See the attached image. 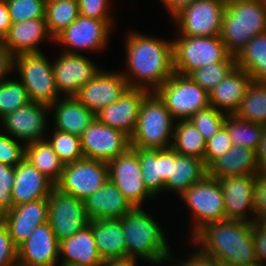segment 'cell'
Segmentation results:
<instances>
[{
  "instance_id": "33",
  "label": "cell",
  "mask_w": 266,
  "mask_h": 266,
  "mask_svg": "<svg viewBox=\"0 0 266 266\" xmlns=\"http://www.w3.org/2000/svg\"><path fill=\"white\" fill-rule=\"evenodd\" d=\"M235 58L236 67L244 69L252 80L266 82V32L254 36Z\"/></svg>"
},
{
  "instance_id": "26",
  "label": "cell",
  "mask_w": 266,
  "mask_h": 266,
  "mask_svg": "<svg viewBox=\"0 0 266 266\" xmlns=\"http://www.w3.org/2000/svg\"><path fill=\"white\" fill-rule=\"evenodd\" d=\"M51 127L81 136L96 118L75 96L61 97L50 106Z\"/></svg>"
},
{
  "instance_id": "41",
  "label": "cell",
  "mask_w": 266,
  "mask_h": 266,
  "mask_svg": "<svg viewBox=\"0 0 266 266\" xmlns=\"http://www.w3.org/2000/svg\"><path fill=\"white\" fill-rule=\"evenodd\" d=\"M235 67L236 58L232 55L226 62H217L198 68L188 76L210 93Z\"/></svg>"
},
{
  "instance_id": "27",
  "label": "cell",
  "mask_w": 266,
  "mask_h": 266,
  "mask_svg": "<svg viewBox=\"0 0 266 266\" xmlns=\"http://www.w3.org/2000/svg\"><path fill=\"white\" fill-rule=\"evenodd\" d=\"M252 77L235 67L210 93V106L226 115H233L244 98Z\"/></svg>"
},
{
  "instance_id": "58",
  "label": "cell",
  "mask_w": 266,
  "mask_h": 266,
  "mask_svg": "<svg viewBox=\"0 0 266 266\" xmlns=\"http://www.w3.org/2000/svg\"><path fill=\"white\" fill-rule=\"evenodd\" d=\"M221 266H260L258 263H242V264H236L232 262H221Z\"/></svg>"
},
{
  "instance_id": "10",
  "label": "cell",
  "mask_w": 266,
  "mask_h": 266,
  "mask_svg": "<svg viewBox=\"0 0 266 266\" xmlns=\"http://www.w3.org/2000/svg\"><path fill=\"white\" fill-rule=\"evenodd\" d=\"M155 93L165 103L175 121L189 120L210 106L209 93L189 76L174 73Z\"/></svg>"
},
{
  "instance_id": "19",
  "label": "cell",
  "mask_w": 266,
  "mask_h": 266,
  "mask_svg": "<svg viewBox=\"0 0 266 266\" xmlns=\"http://www.w3.org/2000/svg\"><path fill=\"white\" fill-rule=\"evenodd\" d=\"M256 175L219 178L227 220L254 223V186Z\"/></svg>"
},
{
  "instance_id": "60",
  "label": "cell",
  "mask_w": 266,
  "mask_h": 266,
  "mask_svg": "<svg viewBox=\"0 0 266 266\" xmlns=\"http://www.w3.org/2000/svg\"><path fill=\"white\" fill-rule=\"evenodd\" d=\"M168 264V265H167ZM171 266L169 263H167V261L166 262H163V263H160V264H146V266Z\"/></svg>"
},
{
  "instance_id": "6",
  "label": "cell",
  "mask_w": 266,
  "mask_h": 266,
  "mask_svg": "<svg viewBox=\"0 0 266 266\" xmlns=\"http://www.w3.org/2000/svg\"><path fill=\"white\" fill-rule=\"evenodd\" d=\"M178 198L187 208L190 240L205 225L212 222L226 221L224 195L217 178L206 175L202 180L196 182Z\"/></svg>"
},
{
  "instance_id": "46",
  "label": "cell",
  "mask_w": 266,
  "mask_h": 266,
  "mask_svg": "<svg viewBox=\"0 0 266 266\" xmlns=\"http://www.w3.org/2000/svg\"><path fill=\"white\" fill-rule=\"evenodd\" d=\"M186 241L187 244L189 243V245H191V250H189L186 256L184 255V257L180 258L178 254L175 255L176 252H172L170 257L167 259V263H169L171 266H221V261L219 259L205 255L191 241Z\"/></svg>"
},
{
  "instance_id": "11",
  "label": "cell",
  "mask_w": 266,
  "mask_h": 266,
  "mask_svg": "<svg viewBox=\"0 0 266 266\" xmlns=\"http://www.w3.org/2000/svg\"><path fill=\"white\" fill-rule=\"evenodd\" d=\"M225 8L221 0H194L168 20L177 30L174 36L220 35Z\"/></svg>"
},
{
  "instance_id": "20",
  "label": "cell",
  "mask_w": 266,
  "mask_h": 266,
  "mask_svg": "<svg viewBox=\"0 0 266 266\" xmlns=\"http://www.w3.org/2000/svg\"><path fill=\"white\" fill-rule=\"evenodd\" d=\"M22 266H59V241L48 222L37 226L17 248Z\"/></svg>"
},
{
  "instance_id": "34",
  "label": "cell",
  "mask_w": 266,
  "mask_h": 266,
  "mask_svg": "<svg viewBox=\"0 0 266 266\" xmlns=\"http://www.w3.org/2000/svg\"><path fill=\"white\" fill-rule=\"evenodd\" d=\"M171 147L180 155L204 160L206 140L189 120L175 121Z\"/></svg>"
},
{
  "instance_id": "42",
  "label": "cell",
  "mask_w": 266,
  "mask_h": 266,
  "mask_svg": "<svg viewBox=\"0 0 266 266\" xmlns=\"http://www.w3.org/2000/svg\"><path fill=\"white\" fill-rule=\"evenodd\" d=\"M12 23L45 18V0H6Z\"/></svg>"
},
{
  "instance_id": "38",
  "label": "cell",
  "mask_w": 266,
  "mask_h": 266,
  "mask_svg": "<svg viewBox=\"0 0 266 266\" xmlns=\"http://www.w3.org/2000/svg\"><path fill=\"white\" fill-rule=\"evenodd\" d=\"M224 126L229 132L232 145L257 150L262 135V124L242 120L233 114L225 116Z\"/></svg>"
},
{
  "instance_id": "22",
  "label": "cell",
  "mask_w": 266,
  "mask_h": 266,
  "mask_svg": "<svg viewBox=\"0 0 266 266\" xmlns=\"http://www.w3.org/2000/svg\"><path fill=\"white\" fill-rule=\"evenodd\" d=\"M149 93L143 88H129L120 99L101 109L95 117L100 123L131 137L137 126L141 104Z\"/></svg>"
},
{
  "instance_id": "62",
  "label": "cell",
  "mask_w": 266,
  "mask_h": 266,
  "mask_svg": "<svg viewBox=\"0 0 266 266\" xmlns=\"http://www.w3.org/2000/svg\"><path fill=\"white\" fill-rule=\"evenodd\" d=\"M46 1V3H48V2H57V1H63V0H45ZM76 1H78V0H76Z\"/></svg>"
},
{
  "instance_id": "15",
  "label": "cell",
  "mask_w": 266,
  "mask_h": 266,
  "mask_svg": "<svg viewBox=\"0 0 266 266\" xmlns=\"http://www.w3.org/2000/svg\"><path fill=\"white\" fill-rule=\"evenodd\" d=\"M48 199V223L58 241L69 238L89 225L84 201L54 187Z\"/></svg>"
},
{
  "instance_id": "51",
  "label": "cell",
  "mask_w": 266,
  "mask_h": 266,
  "mask_svg": "<svg viewBox=\"0 0 266 266\" xmlns=\"http://www.w3.org/2000/svg\"><path fill=\"white\" fill-rule=\"evenodd\" d=\"M252 238L257 262L260 266H266V232L256 223L252 225Z\"/></svg>"
},
{
  "instance_id": "43",
  "label": "cell",
  "mask_w": 266,
  "mask_h": 266,
  "mask_svg": "<svg viewBox=\"0 0 266 266\" xmlns=\"http://www.w3.org/2000/svg\"><path fill=\"white\" fill-rule=\"evenodd\" d=\"M226 114L209 106L198 111L189 121L197 128L203 138L207 141L212 138L224 125Z\"/></svg>"
},
{
  "instance_id": "25",
  "label": "cell",
  "mask_w": 266,
  "mask_h": 266,
  "mask_svg": "<svg viewBox=\"0 0 266 266\" xmlns=\"http://www.w3.org/2000/svg\"><path fill=\"white\" fill-rule=\"evenodd\" d=\"M84 204L90 220L121 219L134 208L109 178L98 191L84 200Z\"/></svg>"
},
{
  "instance_id": "30",
  "label": "cell",
  "mask_w": 266,
  "mask_h": 266,
  "mask_svg": "<svg viewBox=\"0 0 266 266\" xmlns=\"http://www.w3.org/2000/svg\"><path fill=\"white\" fill-rule=\"evenodd\" d=\"M260 173L256 152L240 145L232 147L223 155L216 158L208 167L207 175L213 178L228 176L256 175Z\"/></svg>"
},
{
  "instance_id": "21",
  "label": "cell",
  "mask_w": 266,
  "mask_h": 266,
  "mask_svg": "<svg viewBox=\"0 0 266 266\" xmlns=\"http://www.w3.org/2000/svg\"><path fill=\"white\" fill-rule=\"evenodd\" d=\"M9 235L18 248L39 225L48 222V199H38L13 206L0 215Z\"/></svg>"
},
{
  "instance_id": "64",
  "label": "cell",
  "mask_w": 266,
  "mask_h": 266,
  "mask_svg": "<svg viewBox=\"0 0 266 266\" xmlns=\"http://www.w3.org/2000/svg\"><path fill=\"white\" fill-rule=\"evenodd\" d=\"M263 2H264V5H265V9H266V0H263Z\"/></svg>"
},
{
  "instance_id": "7",
  "label": "cell",
  "mask_w": 266,
  "mask_h": 266,
  "mask_svg": "<svg viewBox=\"0 0 266 266\" xmlns=\"http://www.w3.org/2000/svg\"><path fill=\"white\" fill-rule=\"evenodd\" d=\"M45 52L14 56L13 74L22 82L31 102L51 106L61 98L55 84L52 58Z\"/></svg>"
},
{
  "instance_id": "1",
  "label": "cell",
  "mask_w": 266,
  "mask_h": 266,
  "mask_svg": "<svg viewBox=\"0 0 266 266\" xmlns=\"http://www.w3.org/2000/svg\"><path fill=\"white\" fill-rule=\"evenodd\" d=\"M125 69L121 73L130 88L155 92L175 72L172 38L147 34L137 29L124 32Z\"/></svg>"
},
{
  "instance_id": "36",
  "label": "cell",
  "mask_w": 266,
  "mask_h": 266,
  "mask_svg": "<svg viewBox=\"0 0 266 266\" xmlns=\"http://www.w3.org/2000/svg\"><path fill=\"white\" fill-rule=\"evenodd\" d=\"M132 149L138 154L146 188L156 200L161 198L165 189V182L161 178V149Z\"/></svg>"
},
{
  "instance_id": "32",
  "label": "cell",
  "mask_w": 266,
  "mask_h": 266,
  "mask_svg": "<svg viewBox=\"0 0 266 266\" xmlns=\"http://www.w3.org/2000/svg\"><path fill=\"white\" fill-rule=\"evenodd\" d=\"M24 158L54 184L59 181L64 164L46 139L26 143Z\"/></svg>"
},
{
  "instance_id": "35",
  "label": "cell",
  "mask_w": 266,
  "mask_h": 266,
  "mask_svg": "<svg viewBox=\"0 0 266 266\" xmlns=\"http://www.w3.org/2000/svg\"><path fill=\"white\" fill-rule=\"evenodd\" d=\"M234 115L242 120L266 124V82H251Z\"/></svg>"
},
{
  "instance_id": "57",
  "label": "cell",
  "mask_w": 266,
  "mask_h": 266,
  "mask_svg": "<svg viewBox=\"0 0 266 266\" xmlns=\"http://www.w3.org/2000/svg\"><path fill=\"white\" fill-rule=\"evenodd\" d=\"M138 261L136 259H121V260H108L104 261L102 266H140L138 265Z\"/></svg>"
},
{
  "instance_id": "8",
  "label": "cell",
  "mask_w": 266,
  "mask_h": 266,
  "mask_svg": "<svg viewBox=\"0 0 266 266\" xmlns=\"http://www.w3.org/2000/svg\"><path fill=\"white\" fill-rule=\"evenodd\" d=\"M172 44L174 72L184 76L209 64L226 62L232 56L220 35L174 36Z\"/></svg>"
},
{
  "instance_id": "31",
  "label": "cell",
  "mask_w": 266,
  "mask_h": 266,
  "mask_svg": "<svg viewBox=\"0 0 266 266\" xmlns=\"http://www.w3.org/2000/svg\"><path fill=\"white\" fill-rule=\"evenodd\" d=\"M207 175V167L203 160L175 151L172 162V175L165 183L164 195L175 194L179 197L184 191Z\"/></svg>"
},
{
  "instance_id": "40",
  "label": "cell",
  "mask_w": 266,
  "mask_h": 266,
  "mask_svg": "<svg viewBox=\"0 0 266 266\" xmlns=\"http://www.w3.org/2000/svg\"><path fill=\"white\" fill-rule=\"evenodd\" d=\"M30 102L27 89L14 74L0 83V119Z\"/></svg>"
},
{
  "instance_id": "53",
  "label": "cell",
  "mask_w": 266,
  "mask_h": 266,
  "mask_svg": "<svg viewBox=\"0 0 266 266\" xmlns=\"http://www.w3.org/2000/svg\"><path fill=\"white\" fill-rule=\"evenodd\" d=\"M175 160V150L170 147L161 149V178L166 183L172 175V162Z\"/></svg>"
},
{
  "instance_id": "49",
  "label": "cell",
  "mask_w": 266,
  "mask_h": 266,
  "mask_svg": "<svg viewBox=\"0 0 266 266\" xmlns=\"http://www.w3.org/2000/svg\"><path fill=\"white\" fill-rule=\"evenodd\" d=\"M266 219V172L256 174L254 186V223Z\"/></svg>"
},
{
  "instance_id": "23",
  "label": "cell",
  "mask_w": 266,
  "mask_h": 266,
  "mask_svg": "<svg viewBox=\"0 0 266 266\" xmlns=\"http://www.w3.org/2000/svg\"><path fill=\"white\" fill-rule=\"evenodd\" d=\"M2 41L14 56L23 53L44 52L41 47L43 42L45 45L47 42L54 44V38L47 29L45 18L12 23Z\"/></svg>"
},
{
  "instance_id": "13",
  "label": "cell",
  "mask_w": 266,
  "mask_h": 266,
  "mask_svg": "<svg viewBox=\"0 0 266 266\" xmlns=\"http://www.w3.org/2000/svg\"><path fill=\"white\" fill-rule=\"evenodd\" d=\"M108 178L106 162L83 158L64 165L61 177L55 187L84 201L89 195L98 191Z\"/></svg>"
},
{
  "instance_id": "5",
  "label": "cell",
  "mask_w": 266,
  "mask_h": 266,
  "mask_svg": "<svg viewBox=\"0 0 266 266\" xmlns=\"http://www.w3.org/2000/svg\"><path fill=\"white\" fill-rule=\"evenodd\" d=\"M175 120L155 92L143 100L137 126L130 137L131 148L167 149L172 145Z\"/></svg>"
},
{
  "instance_id": "47",
  "label": "cell",
  "mask_w": 266,
  "mask_h": 266,
  "mask_svg": "<svg viewBox=\"0 0 266 266\" xmlns=\"http://www.w3.org/2000/svg\"><path fill=\"white\" fill-rule=\"evenodd\" d=\"M232 147L231 137L223 125L219 131L206 141L204 163L208 167L216 158L223 156Z\"/></svg>"
},
{
  "instance_id": "14",
  "label": "cell",
  "mask_w": 266,
  "mask_h": 266,
  "mask_svg": "<svg viewBox=\"0 0 266 266\" xmlns=\"http://www.w3.org/2000/svg\"><path fill=\"white\" fill-rule=\"evenodd\" d=\"M49 116V106L30 102L2 117L0 130L24 144L45 140L51 126Z\"/></svg>"
},
{
  "instance_id": "17",
  "label": "cell",
  "mask_w": 266,
  "mask_h": 266,
  "mask_svg": "<svg viewBox=\"0 0 266 266\" xmlns=\"http://www.w3.org/2000/svg\"><path fill=\"white\" fill-rule=\"evenodd\" d=\"M84 158L110 162L130 147V137L123 131L100 123L96 118L80 136Z\"/></svg>"
},
{
  "instance_id": "24",
  "label": "cell",
  "mask_w": 266,
  "mask_h": 266,
  "mask_svg": "<svg viewBox=\"0 0 266 266\" xmlns=\"http://www.w3.org/2000/svg\"><path fill=\"white\" fill-rule=\"evenodd\" d=\"M55 184L33 167L27 159L15 166V179L11 196L14 206L48 198Z\"/></svg>"
},
{
  "instance_id": "39",
  "label": "cell",
  "mask_w": 266,
  "mask_h": 266,
  "mask_svg": "<svg viewBox=\"0 0 266 266\" xmlns=\"http://www.w3.org/2000/svg\"><path fill=\"white\" fill-rule=\"evenodd\" d=\"M51 129L46 136V140L64 165L84 158L80 136L66 133L52 127Z\"/></svg>"
},
{
  "instance_id": "59",
  "label": "cell",
  "mask_w": 266,
  "mask_h": 266,
  "mask_svg": "<svg viewBox=\"0 0 266 266\" xmlns=\"http://www.w3.org/2000/svg\"><path fill=\"white\" fill-rule=\"evenodd\" d=\"M259 227H261L266 232V219L262 221H258L256 223Z\"/></svg>"
},
{
  "instance_id": "18",
  "label": "cell",
  "mask_w": 266,
  "mask_h": 266,
  "mask_svg": "<svg viewBox=\"0 0 266 266\" xmlns=\"http://www.w3.org/2000/svg\"><path fill=\"white\" fill-rule=\"evenodd\" d=\"M130 88L121 70L103 67L75 96L94 114L120 99Z\"/></svg>"
},
{
  "instance_id": "63",
  "label": "cell",
  "mask_w": 266,
  "mask_h": 266,
  "mask_svg": "<svg viewBox=\"0 0 266 266\" xmlns=\"http://www.w3.org/2000/svg\"><path fill=\"white\" fill-rule=\"evenodd\" d=\"M221 1H223L224 3H230L231 1H235V0H221Z\"/></svg>"
},
{
  "instance_id": "56",
  "label": "cell",
  "mask_w": 266,
  "mask_h": 266,
  "mask_svg": "<svg viewBox=\"0 0 266 266\" xmlns=\"http://www.w3.org/2000/svg\"><path fill=\"white\" fill-rule=\"evenodd\" d=\"M165 8V13L169 14L170 19L178 13L183 7L191 4L194 0H158Z\"/></svg>"
},
{
  "instance_id": "45",
  "label": "cell",
  "mask_w": 266,
  "mask_h": 266,
  "mask_svg": "<svg viewBox=\"0 0 266 266\" xmlns=\"http://www.w3.org/2000/svg\"><path fill=\"white\" fill-rule=\"evenodd\" d=\"M25 157V144L0 130V162L15 167Z\"/></svg>"
},
{
  "instance_id": "52",
  "label": "cell",
  "mask_w": 266,
  "mask_h": 266,
  "mask_svg": "<svg viewBox=\"0 0 266 266\" xmlns=\"http://www.w3.org/2000/svg\"><path fill=\"white\" fill-rule=\"evenodd\" d=\"M14 55L0 40V83L10 78L13 75Z\"/></svg>"
},
{
  "instance_id": "50",
  "label": "cell",
  "mask_w": 266,
  "mask_h": 266,
  "mask_svg": "<svg viewBox=\"0 0 266 266\" xmlns=\"http://www.w3.org/2000/svg\"><path fill=\"white\" fill-rule=\"evenodd\" d=\"M17 264V247L14 245L7 227L0 220V266Z\"/></svg>"
},
{
  "instance_id": "44",
  "label": "cell",
  "mask_w": 266,
  "mask_h": 266,
  "mask_svg": "<svg viewBox=\"0 0 266 266\" xmlns=\"http://www.w3.org/2000/svg\"><path fill=\"white\" fill-rule=\"evenodd\" d=\"M113 2L112 0H78L79 14L104 20L106 23H117L118 19L116 15L114 16L116 10H113Z\"/></svg>"
},
{
  "instance_id": "28",
  "label": "cell",
  "mask_w": 266,
  "mask_h": 266,
  "mask_svg": "<svg viewBox=\"0 0 266 266\" xmlns=\"http://www.w3.org/2000/svg\"><path fill=\"white\" fill-rule=\"evenodd\" d=\"M103 265L91 226L59 242V266Z\"/></svg>"
},
{
  "instance_id": "55",
  "label": "cell",
  "mask_w": 266,
  "mask_h": 266,
  "mask_svg": "<svg viewBox=\"0 0 266 266\" xmlns=\"http://www.w3.org/2000/svg\"><path fill=\"white\" fill-rule=\"evenodd\" d=\"M12 22L10 19L6 0H0V40L7 35Z\"/></svg>"
},
{
  "instance_id": "16",
  "label": "cell",
  "mask_w": 266,
  "mask_h": 266,
  "mask_svg": "<svg viewBox=\"0 0 266 266\" xmlns=\"http://www.w3.org/2000/svg\"><path fill=\"white\" fill-rule=\"evenodd\" d=\"M60 53L52 58L56 88L61 97L76 96L81 87L92 80L102 67L85 54Z\"/></svg>"
},
{
  "instance_id": "12",
  "label": "cell",
  "mask_w": 266,
  "mask_h": 266,
  "mask_svg": "<svg viewBox=\"0 0 266 266\" xmlns=\"http://www.w3.org/2000/svg\"><path fill=\"white\" fill-rule=\"evenodd\" d=\"M107 164L109 179L133 207L153 203L156 198L144 184L138 154L131 147Z\"/></svg>"
},
{
  "instance_id": "37",
  "label": "cell",
  "mask_w": 266,
  "mask_h": 266,
  "mask_svg": "<svg viewBox=\"0 0 266 266\" xmlns=\"http://www.w3.org/2000/svg\"><path fill=\"white\" fill-rule=\"evenodd\" d=\"M79 16L78 1L63 0L46 3L45 21L50 35L55 38Z\"/></svg>"
},
{
  "instance_id": "4",
  "label": "cell",
  "mask_w": 266,
  "mask_h": 266,
  "mask_svg": "<svg viewBox=\"0 0 266 266\" xmlns=\"http://www.w3.org/2000/svg\"><path fill=\"white\" fill-rule=\"evenodd\" d=\"M264 32L263 0H235L226 4L220 37L231 55L236 56L254 36Z\"/></svg>"
},
{
  "instance_id": "2",
  "label": "cell",
  "mask_w": 266,
  "mask_h": 266,
  "mask_svg": "<svg viewBox=\"0 0 266 266\" xmlns=\"http://www.w3.org/2000/svg\"><path fill=\"white\" fill-rule=\"evenodd\" d=\"M254 223L226 220L205 225L189 241L221 262L258 263L252 238Z\"/></svg>"
},
{
  "instance_id": "48",
  "label": "cell",
  "mask_w": 266,
  "mask_h": 266,
  "mask_svg": "<svg viewBox=\"0 0 266 266\" xmlns=\"http://www.w3.org/2000/svg\"><path fill=\"white\" fill-rule=\"evenodd\" d=\"M15 179V167L0 162V215L13 208L11 196Z\"/></svg>"
},
{
  "instance_id": "54",
  "label": "cell",
  "mask_w": 266,
  "mask_h": 266,
  "mask_svg": "<svg viewBox=\"0 0 266 266\" xmlns=\"http://www.w3.org/2000/svg\"><path fill=\"white\" fill-rule=\"evenodd\" d=\"M255 152L260 172H266V124L262 125L260 144Z\"/></svg>"
},
{
  "instance_id": "3",
  "label": "cell",
  "mask_w": 266,
  "mask_h": 266,
  "mask_svg": "<svg viewBox=\"0 0 266 266\" xmlns=\"http://www.w3.org/2000/svg\"><path fill=\"white\" fill-rule=\"evenodd\" d=\"M144 208L134 207L121 218L127 258L140 260L143 266L166 262L174 250L169 246L173 243H169L166 226H161L155 214Z\"/></svg>"
},
{
  "instance_id": "61",
  "label": "cell",
  "mask_w": 266,
  "mask_h": 266,
  "mask_svg": "<svg viewBox=\"0 0 266 266\" xmlns=\"http://www.w3.org/2000/svg\"><path fill=\"white\" fill-rule=\"evenodd\" d=\"M66 266H102V265H76V264H69Z\"/></svg>"
},
{
  "instance_id": "29",
  "label": "cell",
  "mask_w": 266,
  "mask_h": 266,
  "mask_svg": "<svg viewBox=\"0 0 266 266\" xmlns=\"http://www.w3.org/2000/svg\"><path fill=\"white\" fill-rule=\"evenodd\" d=\"M89 225L103 262L127 258V246L121 219L90 220Z\"/></svg>"
},
{
  "instance_id": "9",
  "label": "cell",
  "mask_w": 266,
  "mask_h": 266,
  "mask_svg": "<svg viewBox=\"0 0 266 266\" xmlns=\"http://www.w3.org/2000/svg\"><path fill=\"white\" fill-rule=\"evenodd\" d=\"M116 24L79 14L74 22L54 38V44L60 51L69 54L103 53L110 45V38L113 39L111 36Z\"/></svg>"
}]
</instances>
